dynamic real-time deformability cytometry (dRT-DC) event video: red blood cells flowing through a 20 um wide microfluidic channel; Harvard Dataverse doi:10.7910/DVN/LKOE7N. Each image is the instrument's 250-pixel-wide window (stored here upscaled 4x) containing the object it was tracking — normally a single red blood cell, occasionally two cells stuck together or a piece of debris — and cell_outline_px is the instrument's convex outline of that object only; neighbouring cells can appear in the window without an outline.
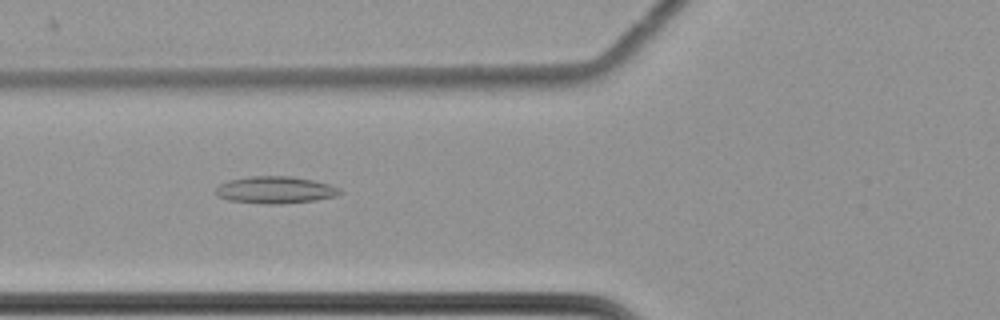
{"species": "common noctule bat (a hibernating species)", "species_latin": "Nyctalus noctula", "temperature_condition": "cold", "stored_images_in_passage": 58, "camera_frame_rate_fps": 3000, "um_per_image_px": 0.085, "animal": {"sex": "female", "body_mass_g": 22.7, "forearm_length_mm": 54.2}, "frame": {"image": 1, "passage_image": 25, "time_ms": 8.0, "image_size_px": [1000, 320], "cell_outline_px": [[344, 192], [336, 196], [316, 200], [280, 204], [264, 204], [228, 200], [216, 196], [212, 192], [220, 184], [228, 180], [248, 176], [292, 176], [312, 180], [328, 184], [340, 188]], "centroid_in_image_um": [23.36, 16.14], "position_along_channel_um": 102.4, "area_um2": 19.83}}
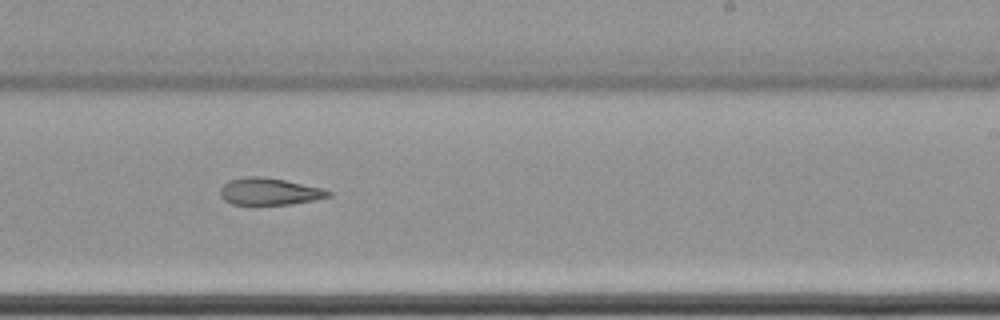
{"frame": {"image": 2, "passage_image": 39, "time_ms": 12.667, "image_size_px": [1000, 320], "cell_outline_px": [[332, 196], [316, 200], [292, 204], [232, 204], [224, 200], [220, 196], [220, 188], [228, 180], [244, 176], [264, 176], [324, 188], [332, 192]], "centroid_in_image_um": [22.91, 16.27], "position_along_channel_um": 266.1, "area_um2": 17.22}}
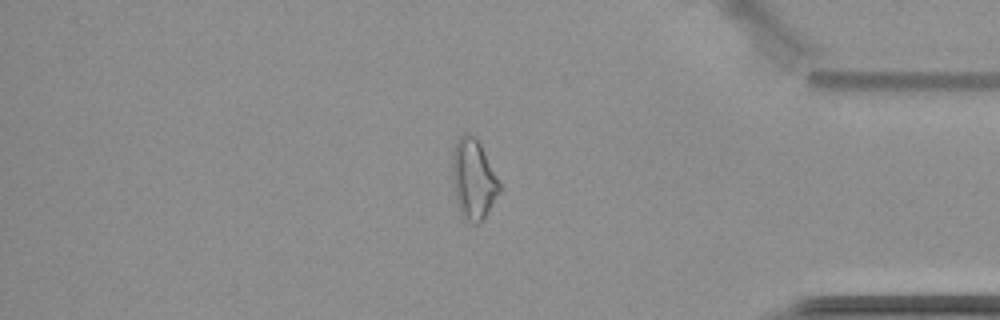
{"frame": {"image": 3, "passage_image": 52, "time_ms": 17.0, "image_size_px": [1000, 320], "cell_outline_px": [[500, 192], [488, 212], [476, 224], [472, 224], [460, 216], [456, 204], [452, 176], [452, 156], [456, 140], [464, 132], [476, 136], [500, 184]], "centroid_in_image_um": [40.2, 15.24], "position_along_channel_um": 395.0, "area_um2": 22.02}}